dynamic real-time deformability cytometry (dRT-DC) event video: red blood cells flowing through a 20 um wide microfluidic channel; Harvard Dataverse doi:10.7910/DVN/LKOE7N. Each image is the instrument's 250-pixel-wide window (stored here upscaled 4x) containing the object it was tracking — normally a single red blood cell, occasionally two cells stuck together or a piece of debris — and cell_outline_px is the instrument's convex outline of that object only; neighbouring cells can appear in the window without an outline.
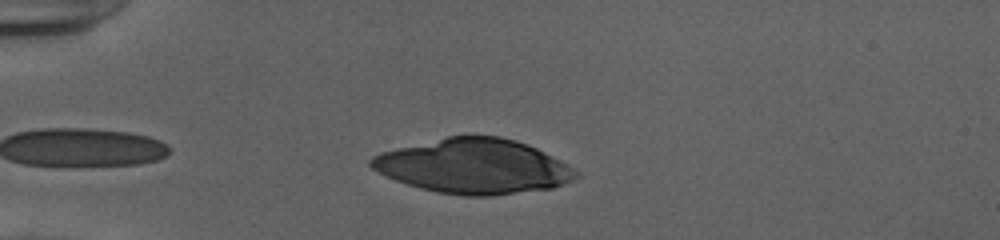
{"species": "human", "species_latin": "Homo sapiens", "temperature_condition": "cold", "stored_images_in_passage": 37, "camera_frame_rate_fps": 3000, "um_per_image_px": 0.085, "donor": {"sex": "female"}, "frame": {"image": 1, "passage_image": 4, "time_ms": 1.0, "image_size_px": [1000, 240], "cell_outline_px": [[576, 176], [552, 188], [492, 196], [464, 196], [436, 192], [420, 188], [396, 180], [372, 168], [368, 164], [368, 160], [372, 156], [380, 152], [396, 148], [448, 136], [500, 136], [516, 140], [528, 144], [544, 152], [564, 164], [576, 172]], "centroid_in_image_um": [40.18, 14.13], "position_along_channel_um": 44.8, "area_um2": 64.5}}